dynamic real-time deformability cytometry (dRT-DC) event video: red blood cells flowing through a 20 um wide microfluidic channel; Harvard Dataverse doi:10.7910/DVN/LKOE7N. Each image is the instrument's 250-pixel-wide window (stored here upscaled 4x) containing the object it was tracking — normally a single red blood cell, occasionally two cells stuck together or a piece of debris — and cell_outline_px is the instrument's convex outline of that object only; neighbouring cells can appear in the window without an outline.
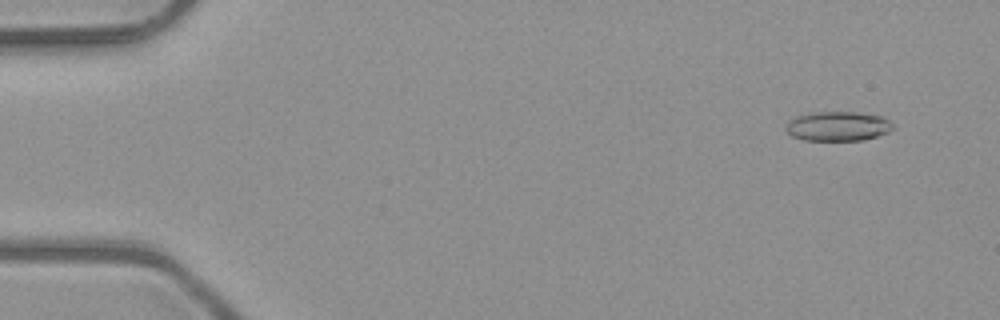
{"species": "common noctule bat (a hibernating species)", "species_latin": "Nyctalus noctula", "temperature_condition": "room temperature", "stored_images_in_passage": 5, "camera_frame_rate_fps": 3000, "um_per_image_px": 0.085, "animal": {"sex": "male", "body_mass_g": 23.1, "forearm_length_mm": 52.7}, "frame": {"image": 1, "passage_image": 2, "time_ms": 0.333, "image_size_px": [1000, 320], "cell_outline_px": [[892, 128], [888, 132], [864, 140], [804, 140], [792, 136], [784, 128], [788, 120], [796, 116], [812, 112], [860, 112], [880, 116], [888, 120], [892, 124]], "centroid_in_image_um": [71.17, 10.72], "position_along_channel_um": 13.8, "area_um2": 18.38}}
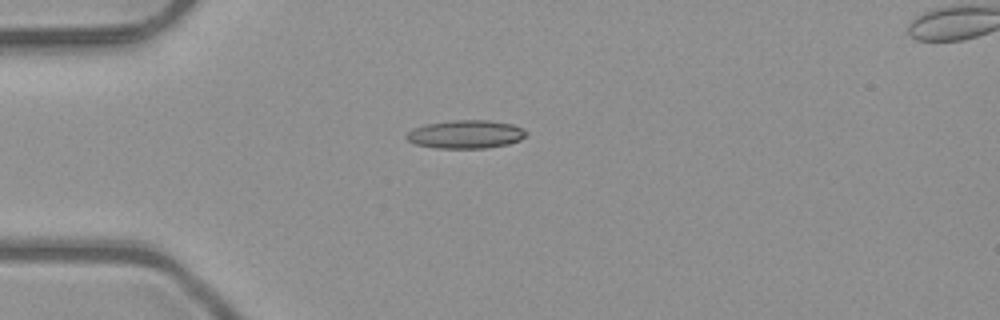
{"frame": {"image": 2, "passage_image": 4, "time_ms": 1.0, "image_size_px": [1000, 320], "cell_outline_px": [[528, 136], [520, 140], [508, 144], [484, 148], [436, 148], [416, 144], [408, 140], [404, 136], [412, 128], [428, 124], [452, 120], [488, 120], [512, 124], [528, 132]], "centroid_in_image_um": [39.6, 11.41], "position_along_channel_um": 45.4, "area_um2": 19.71}}